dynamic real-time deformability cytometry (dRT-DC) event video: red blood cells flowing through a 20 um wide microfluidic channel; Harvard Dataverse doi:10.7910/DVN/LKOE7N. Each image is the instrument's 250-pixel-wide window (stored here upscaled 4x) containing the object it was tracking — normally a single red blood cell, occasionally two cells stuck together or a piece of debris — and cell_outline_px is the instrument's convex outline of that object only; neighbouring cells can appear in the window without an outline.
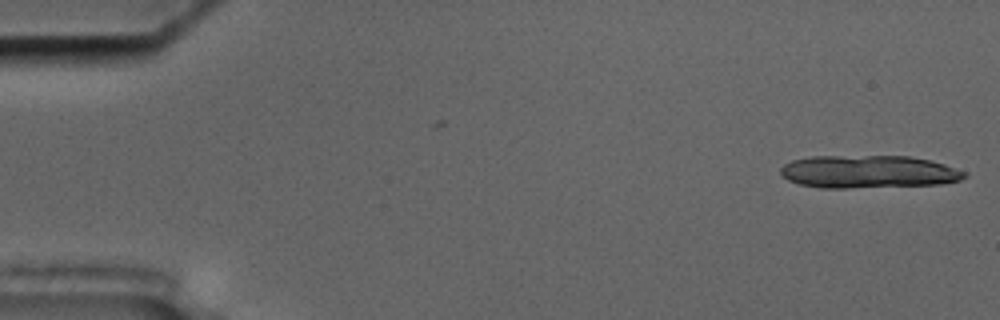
{"species": "common noctule bat (a hibernating species)", "species_latin": "Nyctalus noctula", "temperature_condition": "cold", "stored_images_in_passage": 14, "camera_frame_rate_fps": 3000, "um_per_image_px": 0.085, "animal": {"sex": "male", "body_mass_g": 17.5, "forearm_length_mm": 52.3}, "frame": {"image": 1, "passage_image": 1, "time_ms": 0.0, "image_size_px": [1000, 320], "cell_outline_px": [[968, 176], [960, 180], [940, 184], [848, 188], [820, 188], [800, 184], [788, 180], [780, 172], [780, 168], [784, 164], [792, 160], [812, 156], [908, 156], [928, 160], [944, 164], [968, 172]], "centroid_in_image_um": [73.82, 14.6], "position_along_channel_um": 11.2, "area_um2": 35.2}}